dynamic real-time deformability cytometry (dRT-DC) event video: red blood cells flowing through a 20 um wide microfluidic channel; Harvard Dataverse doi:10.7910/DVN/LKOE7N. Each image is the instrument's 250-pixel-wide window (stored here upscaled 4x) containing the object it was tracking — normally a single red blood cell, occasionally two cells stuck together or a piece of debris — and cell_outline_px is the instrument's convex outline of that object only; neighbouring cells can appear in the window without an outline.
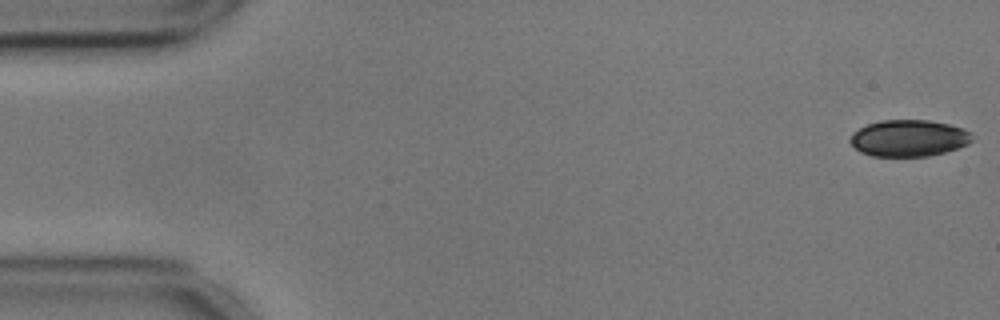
{"species": "common noctule bat (a hibernating species)", "species_latin": "Nyctalus noctula", "temperature_condition": "cold", "stored_images_in_passage": 55, "camera_frame_rate_fps": 3000, "um_per_image_px": 0.085, "animal": {"sex": "male", "body_mass_g": 17.9, "forearm_length_mm": 54.2}, "frame": {"image": 1, "passage_image": 1, "time_ms": 0.0, "image_size_px": [1000, 320], "cell_outline_px": [[972, 140], [968, 144], [944, 152], [928, 156], [872, 156], [860, 152], [848, 140], [852, 132], [868, 124], [880, 120], [928, 120], [948, 124], [964, 128], [968, 132]], "centroid_in_image_um": [77.21, 11.74], "position_along_channel_um": 7.8, "area_um2": 25.89}}
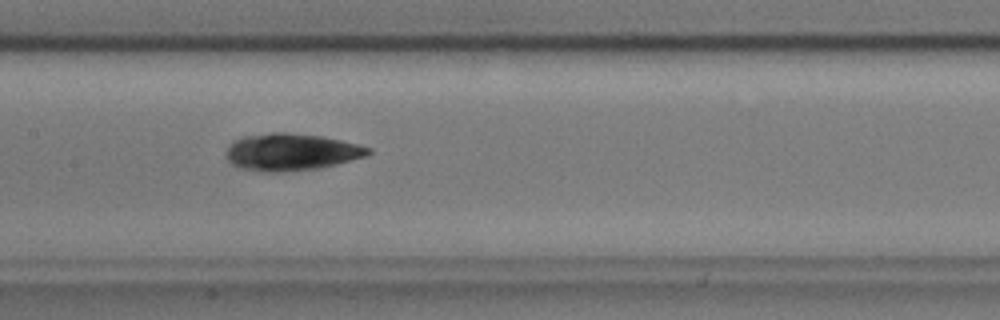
{"frame": {"image": 2, "passage_image": 26, "time_ms": 8.333, "image_size_px": [1000, 320], "cell_outline_px": [[372, 152], [364, 156], [336, 164], [320, 168], [284, 172], [260, 172], [240, 168], [232, 164], [228, 160], [228, 148], [236, 140], [244, 136], [272, 132], [284, 132], [320, 136], [340, 140], [372, 148]], "centroid_in_image_um": [24.76, 12.93], "position_along_channel_um": 182.6, "area_um2": 30.4}}
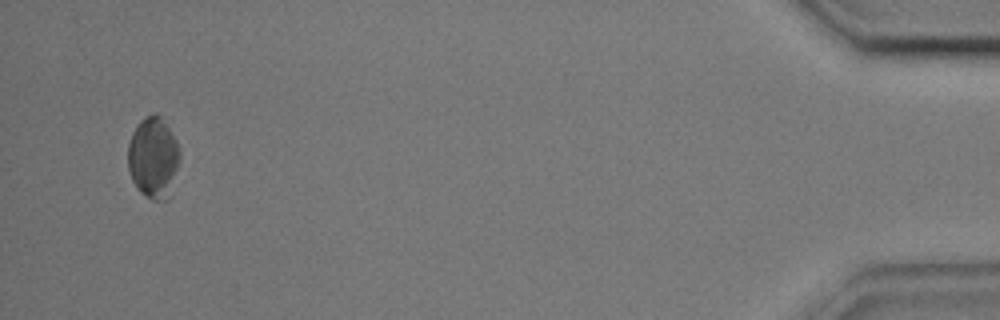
{"frame": {"image": 3, "passage_image": 53, "time_ms": 17.333, "image_size_px": [1000, 320], "cell_outline_px": [[180, 160], [164, 200], [152, 200], [140, 192], [136, 188], [132, 180], [128, 168], [128, 144], [132, 132], [140, 120], [144, 116], [156, 112], [160, 116], [176, 140], [180, 152]], "centroid_in_image_um": [12.99, 13.34], "position_along_channel_um": 422.2, "area_um2": 24.1}, "authors_computed_cell_mechanics": {"area_um2": 28.4376, "velocity_mm_per_s": 3.5731, "shape_relaxation_time_tau1_ms": 5.9243, "shape_relaxation_time_tau2_ms": 4.8477, "deformation_change_tau1": 0.0786, "deformation_change_tau2": 0.0749}}